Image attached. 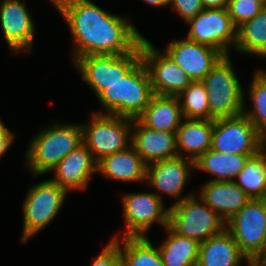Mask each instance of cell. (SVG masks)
I'll return each instance as SVG.
<instances>
[{
  "mask_svg": "<svg viewBox=\"0 0 266 266\" xmlns=\"http://www.w3.org/2000/svg\"><path fill=\"white\" fill-rule=\"evenodd\" d=\"M67 21L75 42L74 62L87 55H124L133 52L143 36L120 16L90 0H52Z\"/></svg>",
  "mask_w": 266,
  "mask_h": 266,
  "instance_id": "cell-1",
  "label": "cell"
},
{
  "mask_svg": "<svg viewBox=\"0 0 266 266\" xmlns=\"http://www.w3.org/2000/svg\"><path fill=\"white\" fill-rule=\"evenodd\" d=\"M154 95L148 70L141 60L128 74L107 86L97 97L110 112L108 114L137 119Z\"/></svg>",
  "mask_w": 266,
  "mask_h": 266,
  "instance_id": "cell-2",
  "label": "cell"
},
{
  "mask_svg": "<svg viewBox=\"0 0 266 266\" xmlns=\"http://www.w3.org/2000/svg\"><path fill=\"white\" fill-rule=\"evenodd\" d=\"M82 143L81 125L55 124L32 140L25 157L27 166L35 176L53 171L65 156Z\"/></svg>",
  "mask_w": 266,
  "mask_h": 266,
  "instance_id": "cell-3",
  "label": "cell"
},
{
  "mask_svg": "<svg viewBox=\"0 0 266 266\" xmlns=\"http://www.w3.org/2000/svg\"><path fill=\"white\" fill-rule=\"evenodd\" d=\"M232 66L225 55L201 81L208 92L210 120L243 114V89Z\"/></svg>",
  "mask_w": 266,
  "mask_h": 266,
  "instance_id": "cell-4",
  "label": "cell"
},
{
  "mask_svg": "<svg viewBox=\"0 0 266 266\" xmlns=\"http://www.w3.org/2000/svg\"><path fill=\"white\" fill-rule=\"evenodd\" d=\"M201 202L194 194L179 198L169 207L168 218V226L175 233L199 243L221 233L226 228V222L202 199Z\"/></svg>",
  "mask_w": 266,
  "mask_h": 266,
  "instance_id": "cell-5",
  "label": "cell"
},
{
  "mask_svg": "<svg viewBox=\"0 0 266 266\" xmlns=\"http://www.w3.org/2000/svg\"><path fill=\"white\" fill-rule=\"evenodd\" d=\"M92 115L90 124L82 125L83 143L97 162L131 145L132 118L104 113Z\"/></svg>",
  "mask_w": 266,
  "mask_h": 266,
  "instance_id": "cell-6",
  "label": "cell"
},
{
  "mask_svg": "<svg viewBox=\"0 0 266 266\" xmlns=\"http://www.w3.org/2000/svg\"><path fill=\"white\" fill-rule=\"evenodd\" d=\"M67 193L51 179L30 188L23 202L22 243H26L56 217Z\"/></svg>",
  "mask_w": 266,
  "mask_h": 266,
  "instance_id": "cell-7",
  "label": "cell"
},
{
  "mask_svg": "<svg viewBox=\"0 0 266 266\" xmlns=\"http://www.w3.org/2000/svg\"><path fill=\"white\" fill-rule=\"evenodd\" d=\"M266 139L244 115L213 120L211 149L229 154H258Z\"/></svg>",
  "mask_w": 266,
  "mask_h": 266,
  "instance_id": "cell-8",
  "label": "cell"
},
{
  "mask_svg": "<svg viewBox=\"0 0 266 266\" xmlns=\"http://www.w3.org/2000/svg\"><path fill=\"white\" fill-rule=\"evenodd\" d=\"M141 61L140 45L131 53L124 55H87L79 57L74 63L83 80L98 96L110 84L119 81Z\"/></svg>",
  "mask_w": 266,
  "mask_h": 266,
  "instance_id": "cell-9",
  "label": "cell"
},
{
  "mask_svg": "<svg viewBox=\"0 0 266 266\" xmlns=\"http://www.w3.org/2000/svg\"><path fill=\"white\" fill-rule=\"evenodd\" d=\"M141 60L148 70L155 95L178 96L193 82L171 57L161 54L144 37L141 40Z\"/></svg>",
  "mask_w": 266,
  "mask_h": 266,
  "instance_id": "cell-10",
  "label": "cell"
},
{
  "mask_svg": "<svg viewBox=\"0 0 266 266\" xmlns=\"http://www.w3.org/2000/svg\"><path fill=\"white\" fill-rule=\"evenodd\" d=\"M190 29L186 39L219 50L229 55V45L235 48L237 28L233 25L227 9H204L187 21Z\"/></svg>",
  "mask_w": 266,
  "mask_h": 266,
  "instance_id": "cell-11",
  "label": "cell"
},
{
  "mask_svg": "<svg viewBox=\"0 0 266 266\" xmlns=\"http://www.w3.org/2000/svg\"><path fill=\"white\" fill-rule=\"evenodd\" d=\"M240 251L252 258L261 248L266 233V198L251 199L226 222Z\"/></svg>",
  "mask_w": 266,
  "mask_h": 266,
  "instance_id": "cell-12",
  "label": "cell"
},
{
  "mask_svg": "<svg viewBox=\"0 0 266 266\" xmlns=\"http://www.w3.org/2000/svg\"><path fill=\"white\" fill-rule=\"evenodd\" d=\"M123 216L127 229L124 237H144L154 222L168 225L169 208H163L158 193H132L123 196Z\"/></svg>",
  "mask_w": 266,
  "mask_h": 266,
  "instance_id": "cell-13",
  "label": "cell"
},
{
  "mask_svg": "<svg viewBox=\"0 0 266 266\" xmlns=\"http://www.w3.org/2000/svg\"><path fill=\"white\" fill-rule=\"evenodd\" d=\"M164 53L171 57L192 81H202L224 56L219 50L186 38L171 41Z\"/></svg>",
  "mask_w": 266,
  "mask_h": 266,
  "instance_id": "cell-14",
  "label": "cell"
},
{
  "mask_svg": "<svg viewBox=\"0 0 266 266\" xmlns=\"http://www.w3.org/2000/svg\"><path fill=\"white\" fill-rule=\"evenodd\" d=\"M3 0L0 5V23L9 48L15 53L31 50L34 23L24 2Z\"/></svg>",
  "mask_w": 266,
  "mask_h": 266,
  "instance_id": "cell-15",
  "label": "cell"
},
{
  "mask_svg": "<svg viewBox=\"0 0 266 266\" xmlns=\"http://www.w3.org/2000/svg\"><path fill=\"white\" fill-rule=\"evenodd\" d=\"M133 125L131 145L147 165L179 156L176 132L147 128L138 119H133Z\"/></svg>",
  "mask_w": 266,
  "mask_h": 266,
  "instance_id": "cell-16",
  "label": "cell"
},
{
  "mask_svg": "<svg viewBox=\"0 0 266 266\" xmlns=\"http://www.w3.org/2000/svg\"><path fill=\"white\" fill-rule=\"evenodd\" d=\"M97 161L88 147L82 143L65 156L53 169L51 179L67 192L72 189H85L91 175L97 171Z\"/></svg>",
  "mask_w": 266,
  "mask_h": 266,
  "instance_id": "cell-17",
  "label": "cell"
},
{
  "mask_svg": "<svg viewBox=\"0 0 266 266\" xmlns=\"http://www.w3.org/2000/svg\"><path fill=\"white\" fill-rule=\"evenodd\" d=\"M194 166V161L183 156L160 160L147 165L146 181L156 190L174 197H180L189 176L187 165Z\"/></svg>",
  "mask_w": 266,
  "mask_h": 266,
  "instance_id": "cell-18",
  "label": "cell"
},
{
  "mask_svg": "<svg viewBox=\"0 0 266 266\" xmlns=\"http://www.w3.org/2000/svg\"><path fill=\"white\" fill-rule=\"evenodd\" d=\"M199 197L225 222L252 199L234 181L212 180L203 185Z\"/></svg>",
  "mask_w": 266,
  "mask_h": 266,
  "instance_id": "cell-19",
  "label": "cell"
},
{
  "mask_svg": "<svg viewBox=\"0 0 266 266\" xmlns=\"http://www.w3.org/2000/svg\"><path fill=\"white\" fill-rule=\"evenodd\" d=\"M97 171L117 181L141 182L146 180L147 164L130 145L125 150L107 155L98 161Z\"/></svg>",
  "mask_w": 266,
  "mask_h": 266,
  "instance_id": "cell-20",
  "label": "cell"
},
{
  "mask_svg": "<svg viewBox=\"0 0 266 266\" xmlns=\"http://www.w3.org/2000/svg\"><path fill=\"white\" fill-rule=\"evenodd\" d=\"M246 258L225 228L200 243L197 266H238Z\"/></svg>",
  "mask_w": 266,
  "mask_h": 266,
  "instance_id": "cell-21",
  "label": "cell"
},
{
  "mask_svg": "<svg viewBox=\"0 0 266 266\" xmlns=\"http://www.w3.org/2000/svg\"><path fill=\"white\" fill-rule=\"evenodd\" d=\"M183 117L177 96L154 95L145 111L137 119L147 128L176 132Z\"/></svg>",
  "mask_w": 266,
  "mask_h": 266,
  "instance_id": "cell-22",
  "label": "cell"
},
{
  "mask_svg": "<svg viewBox=\"0 0 266 266\" xmlns=\"http://www.w3.org/2000/svg\"><path fill=\"white\" fill-rule=\"evenodd\" d=\"M213 120L187 119L176 131V141L179 156L181 151L190 154L189 159L194 162L212 145Z\"/></svg>",
  "mask_w": 266,
  "mask_h": 266,
  "instance_id": "cell-23",
  "label": "cell"
},
{
  "mask_svg": "<svg viewBox=\"0 0 266 266\" xmlns=\"http://www.w3.org/2000/svg\"><path fill=\"white\" fill-rule=\"evenodd\" d=\"M255 155L222 153L210 148L194 162V167L216 175L212 181H234L248 159Z\"/></svg>",
  "mask_w": 266,
  "mask_h": 266,
  "instance_id": "cell-24",
  "label": "cell"
},
{
  "mask_svg": "<svg viewBox=\"0 0 266 266\" xmlns=\"http://www.w3.org/2000/svg\"><path fill=\"white\" fill-rule=\"evenodd\" d=\"M167 239L158 248L164 266H197L200 243L165 227Z\"/></svg>",
  "mask_w": 266,
  "mask_h": 266,
  "instance_id": "cell-25",
  "label": "cell"
},
{
  "mask_svg": "<svg viewBox=\"0 0 266 266\" xmlns=\"http://www.w3.org/2000/svg\"><path fill=\"white\" fill-rule=\"evenodd\" d=\"M237 51L266 57V7L237 28Z\"/></svg>",
  "mask_w": 266,
  "mask_h": 266,
  "instance_id": "cell-26",
  "label": "cell"
},
{
  "mask_svg": "<svg viewBox=\"0 0 266 266\" xmlns=\"http://www.w3.org/2000/svg\"><path fill=\"white\" fill-rule=\"evenodd\" d=\"M234 182L252 199L266 198V148L250 157Z\"/></svg>",
  "mask_w": 266,
  "mask_h": 266,
  "instance_id": "cell-27",
  "label": "cell"
},
{
  "mask_svg": "<svg viewBox=\"0 0 266 266\" xmlns=\"http://www.w3.org/2000/svg\"><path fill=\"white\" fill-rule=\"evenodd\" d=\"M120 248L123 266H164L158 248L144 237H123Z\"/></svg>",
  "mask_w": 266,
  "mask_h": 266,
  "instance_id": "cell-28",
  "label": "cell"
},
{
  "mask_svg": "<svg viewBox=\"0 0 266 266\" xmlns=\"http://www.w3.org/2000/svg\"><path fill=\"white\" fill-rule=\"evenodd\" d=\"M177 97L184 119L210 120L208 92L201 81H193Z\"/></svg>",
  "mask_w": 266,
  "mask_h": 266,
  "instance_id": "cell-29",
  "label": "cell"
},
{
  "mask_svg": "<svg viewBox=\"0 0 266 266\" xmlns=\"http://www.w3.org/2000/svg\"><path fill=\"white\" fill-rule=\"evenodd\" d=\"M250 89L253 110L244 109L243 114L266 139V71L257 70Z\"/></svg>",
  "mask_w": 266,
  "mask_h": 266,
  "instance_id": "cell-30",
  "label": "cell"
},
{
  "mask_svg": "<svg viewBox=\"0 0 266 266\" xmlns=\"http://www.w3.org/2000/svg\"><path fill=\"white\" fill-rule=\"evenodd\" d=\"M264 7L252 0H228L227 11L233 25L238 28L256 16Z\"/></svg>",
  "mask_w": 266,
  "mask_h": 266,
  "instance_id": "cell-31",
  "label": "cell"
},
{
  "mask_svg": "<svg viewBox=\"0 0 266 266\" xmlns=\"http://www.w3.org/2000/svg\"><path fill=\"white\" fill-rule=\"evenodd\" d=\"M114 236L104 250L97 256L91 266H123L120 253V242Z\"/></svg>",
  "mask_w": 266,
  "mask_h": 266,
  "instance_id": "cell-32",
  "label": "cell"
},
{
  "mask_svg": "<svg viewBox=\"0 0 266 266\" xmlns=\"http://www.w3.org/2000/svg\"><path fill=\"white\" fill-rule=\"evenodd\" d=\"M169 4L185 21L192 19L204 10L201 0H169Z\"/></svg>",
  "mask_w": 266,
  "mask_h": 266,
  "instance_id": "cell-33",
  "label": "cell"
},
{
  "mask_svg": "<svg viewBox=\"0 0 266 266\" xmlns=\"http://www.w3.org/2000/svg\"><path fill=\"white\" fill-rule=\"evenodd\" d=\"M14 134L7 129L0 120V157L7 151L13 142Z\"/></svg>",
  "mask_w": 266,
  "mask_h": 266,
  "instance_id": "cell-34",
  "label": "cell"
},
{
  "mask_svg": "<svg viewBox=\"0 0 266 266\" xmlns=\"http://www.w3.org/2000/svg\"><path fill=\"white\" fill-rule=\"evenodd\" d=\"M204 9H227L228 0H201Z\"/></svg>",
  "mask_w": 266,
  "mask_h": 266,
  "instance_id": "cell-35",
  "label": "cell"
},
{
  "mask_svg": "<svg viewBox=\"0 0 266 266\" xmlns=\"http://www.w3.org/2000/svg\"><path fill=\"white\" fill-rule=\"evenodd\" d=\"M252 258L255 259L260 265L266 264V233L261 248Z\"/></svg>",
  "mask_w": 266,
  "mask_h": 266,
  "instance_id": "cell-36",
  "label": "cell"
},
{
  "mask_svg": "<svg viewBox=\"0 0 266 266\" xmlns=\"http://www.w3.org/2000/svg\"><path fill=\"white\" fill-rule=\"evenodd\" d=\"M144 2H147L151 6H166L169 4V0H143Z\"/></svg>",
  "mask_w": 266,
  "mask_h": 266,
  "instance_id": "cell-37",
  "label": "cell"
},
{
  "mask_svg": "<svg viewBox=\"0 0 266 266\" xmlns=\"http://www.w3.org/2000/svg\"><path fill=\"white\" fill-rule=\"evenodd\" d=\"M248 262V266H261L255 259L253 258H246L245 259ZM240 266V264L238 265Z\"/></svg>",
  "mask_w": 266,
  "mask_h": 266,
  "instance_id": "cell-38",
  "label": "cell"
},
{
  "mask_svg": "<svg viewBox=\"0 0 266 266\" xmlns=\"http://www.w3.org/2000/svg\"><path fill=\"white\" fill-rule=\"evenodd\" d=\"M252 1L260 3L263 7H266V0H252Z\"/></svg>",
  "mask_w": 266,
  "mask_h": 266,
  "instance_id": "cell-39",
  "label": "cell"
}]
</instances>
